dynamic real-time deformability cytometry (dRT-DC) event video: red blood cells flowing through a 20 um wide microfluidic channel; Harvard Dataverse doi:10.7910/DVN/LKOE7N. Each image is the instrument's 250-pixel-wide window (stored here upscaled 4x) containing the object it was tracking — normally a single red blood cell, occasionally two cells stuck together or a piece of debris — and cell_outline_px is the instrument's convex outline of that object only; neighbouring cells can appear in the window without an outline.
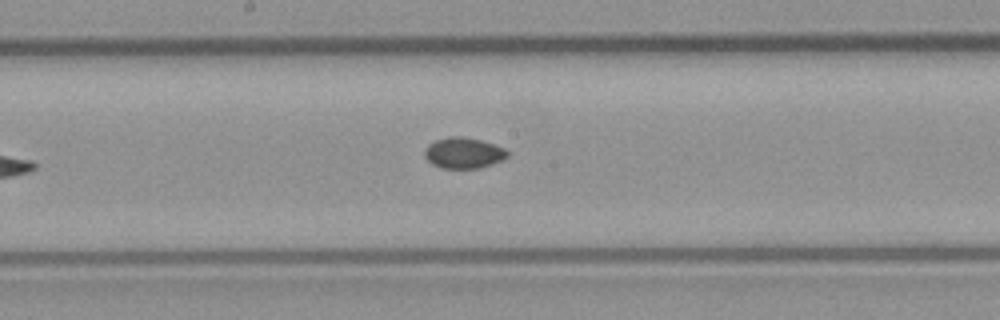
{"species": "common noctule bat (a hibernating species)", "species_latin": "Nyctalus noctula", "temperature_condition": "room temperature", "stored_images_in_passage": 8, "camera_frame_rate_fps": 3000, "um_per_image_px": 0.085, "animal": {"sex": "male", "body_mass_g": 23.1, "forearm_length_mm": 52.7}, "frame": {"image": 1, "passage_image": 8, "time_ms": 2.333, "image_size_px": [1000, 320], "cell_outline_px": [[508, 156], [500, 160], [480, 168], [440, 168], [432, 164], [424, 156], [424, 148], [428, 144], [436, 140], [448, 136], [464, 136], [480, 140], [504, 148], [508, 152]], "centroid_in_image_um": [39.35, 12.99], "position_along_channel_um": 208.8, "area_um2": 14.85}}